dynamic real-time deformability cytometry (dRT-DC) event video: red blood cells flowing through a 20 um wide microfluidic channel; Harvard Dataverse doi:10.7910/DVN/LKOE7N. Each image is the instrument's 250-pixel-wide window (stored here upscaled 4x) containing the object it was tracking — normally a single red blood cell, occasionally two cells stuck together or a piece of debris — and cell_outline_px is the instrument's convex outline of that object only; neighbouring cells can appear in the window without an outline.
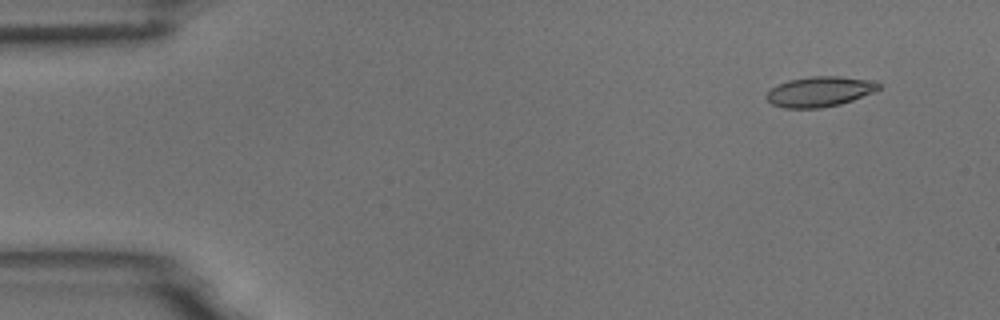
{"species": "common noctule bat (a hibernating species)", "species_latin": "Nyctalus noctula", "temperature_condition": "room temperature", "stored_images_in_passage": 55, "camera_frame_rate_fps": 3000, "um_per_image_px": 0.085, "animal": {"sex": "male", "body_mass_g": 18.8}, "frame": {"image": 1, "passage_image": 5, "time_ms": 1.333, "image_size_px": [1000, 320], "cell_outline_px": [[880, 88], [876, 92], [840, 104], [820, 108], [784, 108], [772, 104], [764, 96], [772, 88], [788, 80], [808, 76], [840, 76], [864, 80], [880, 84]], "centroid_in_image_um": [69.65, 7.79], "position_along_channel_um": 15.4, "area_um2": 19.59}}
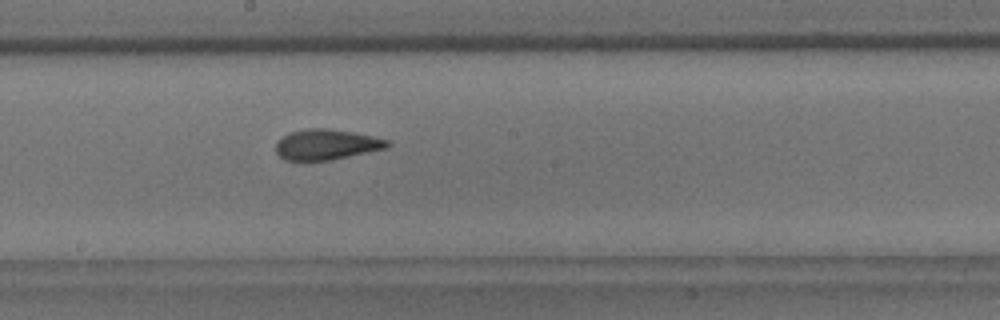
{"frame": {"image": 2, "passage_image": 30, "time_ms": 9.667, "image_size_px": [1000, 320], "cell_outline_px": [[392, 144], [388, 148], [332, 160], [284, 160], [276, 152], [276, 144], [288, 132], [308, 128], [328, 128], [352, 132], [372, 136], [388, 140]], "centroid_in_image_um": [27.78, 12.28], "position_along_channel_um": 220.4, "area_um2": 19.83}}
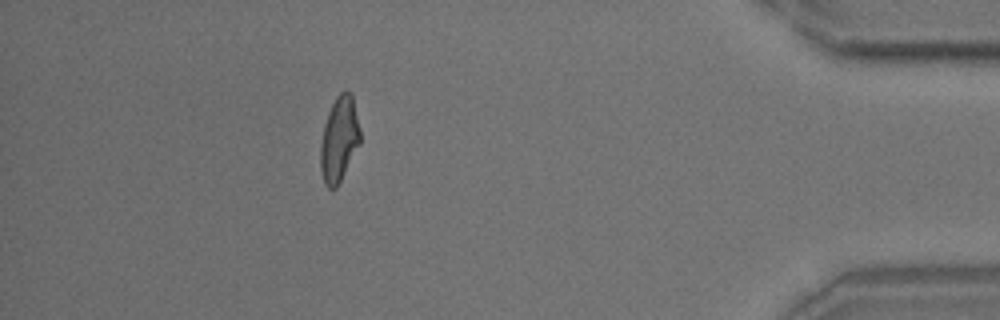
{"frame": {"image": 3, "passage_image": 49, "time_ms": 16.0, "image_size_px": [1000, 320], "cell_outline_px": [[360, 144], [336, 188], [328, 188], [324, 184], [320, 168], [320, 144], [324, 124], [328, 112], [336, 96], [344, 88], [348, 88], [352, 92], [360, 128]], "centroid_in_image_um": [28.83, 11.78], "position_along_channel_um": 406.4, "area_um2": 20.0}, "authors_computed_cell_mechanics": {"area_um2": 19.8254, "velocity_mm_per_s": 3.7145, "shape_relaxation_time_tau1_ms": 8.2782, "shape_relaxation_time_tau2_ms": 1.8326, "deformation_change_tau1": 0.2038, "deformation_change_tau2": 0.085}}